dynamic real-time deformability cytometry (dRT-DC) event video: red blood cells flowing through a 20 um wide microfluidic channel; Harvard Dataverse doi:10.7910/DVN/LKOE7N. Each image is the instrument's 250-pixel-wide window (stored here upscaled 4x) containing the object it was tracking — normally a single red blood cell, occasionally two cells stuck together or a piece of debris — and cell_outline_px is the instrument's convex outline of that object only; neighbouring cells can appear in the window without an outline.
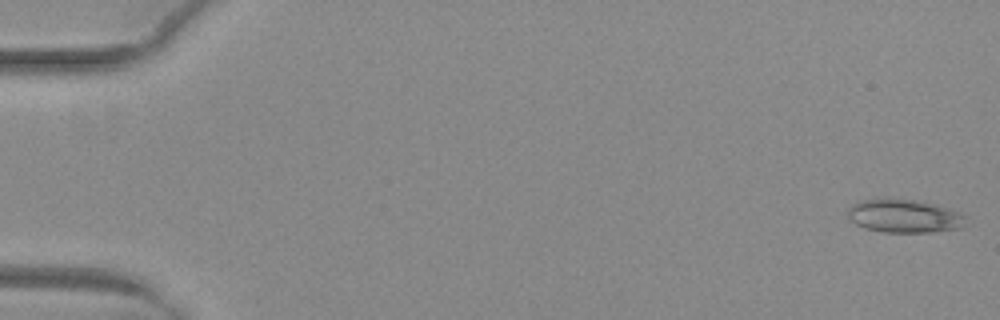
{"species": "common noctule bat (a hibernating species)", "species_latin": "Nyctalus noctula", "temperature_condition": "warm", "stored_images_in_passage": 11, "camera_frame_rate_fps": 3000, "um_per_image_px": 0.085, "animal": {"sex": "female", "body_mass_g": 29.2, "forearm_length_mm": 56.3}, "frame": {"image": 1, "passage_image": 1, "time_ms": 0.0, "image_size_px": [1000, 320], "cell_outline_px": [[964, 228], [932, 232], [880, 232], [864, 228], [856, 224], [848, 216], [848, 208], [852, 204], [864, 200], [884, 196], [920, 200], [936, 204], [960, 212], [964, 216]], "centroid_in_image_um": [76.85, 18.33], "position_along_channel_um": 8.1, "area_um2": 23.52}}